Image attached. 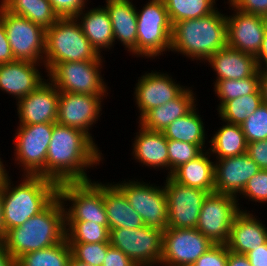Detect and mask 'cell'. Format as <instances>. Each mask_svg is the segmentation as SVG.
<instances>
[{
	"label": "cell",
	"instance_id": "obj_1",
	"mask_svg": "<svg viewBox=\"0 0 267 266\" xmlns=\"http://www.w3.org/2000/svg\"><path fill=\"white\" fill-rule=\"evenodd\" d=\"M104 157L96 142L83 131L54 123L46 155V178L56 182L89 181L87 171Z\"/></svg>",
	"mask_w": 267,
	"mask_h": 266
},
{
	"label": "cell",
	"instance_id": "obj_2",
	"mask_svg": "<svg viewBox=\"0 0 267 266\" xmlns=\"http://www.w3.org/2000/svg\"><path fill=\"white\" fill-rule=\"evenodd\" d=\"M217 8L211 14L179 21L172 26L171 52L200 64L227 46L226 13Z\"/></svg>",
	"mask_w": 267,
	"mask_h": 266
},
{
	"label": "cell",
	"instance_id": "obj_3",
	"mask_svg": "<svg viewBox=\"0 0 267 266\" xmlns=\"http://www.w3.org/2000/svg\"><path fill=\"white\" fill-rule=\"evenodd\" d=\"M66 238L65 210L57 195L41 212L5 233L3 244L17 260L22 255L51 247Z\"/></svg>",
	"mask_w": 267,
	"mask_h": 266
},
{
	"label": "cell",
	"instance_id": "obj_4",
	"mask_svg": "<svg viewBox=\"0 0 267 266\" xmlns=\"http://www.w3.org/2000/svg\"><path fill=\"white\" fill-rule=\"evenodd\" d=\"M11 179L2 185L5 233L41 212L58 195V184L48 178L21 175L16 185Z\"/></svg>",
	"mask_w": 267,
	"mask_h": 266
},
{
	"label": "cell",
	"instance_id": "obj_5",
	"mask_svg": "<svg viewBox=\"0 0 267 266\" xmlns=\"http://www.w3.org/2000/svg\"><path fill=\"white\" fill-rule=\"evenodd\" d=\"M86 38L75 17L59 18L46 30L45 76L58 63L76 61H105Z\"/></svg>",
	"mask_w": 267,
	"mask_h": 266
},
{
	"label": "cell",
	"instance_id": "obj_6",
	"mask_svg": "<svg viewBox=\"0 0 267 266\" xmlns=\"http://www.w3.org/2000/svg\"><path fill=\"white\" fill-rule=\"evenodd\" d=\"M143 5L136 7L137 58L157 60L171 50L173 25L163 0H148Z\"/></svg>",
	"mask_w": 267,
	"mask_h": 266
},
{
	"label": "cell",
	"instance_id": "obj_7",
	"mask_svg": "<svg viewBox=\"0 0 267 266\" xmlns=\"http://www.w3.org/2000/svg\"><path fill=\"white\" fill-rule=\"evenodd\" d=\"M65 221H89L109 226L103 200V182L95 180L58 184Z\"/></svg>",
	"mask_w": 267,
	"mask_h": 266
},
{
	"label": "cell",
	"instance_id": "obj_8",
	"mask_svg": "<svg viewBox=\"0 0 267 266\" xmlns=\"http://www.w3.org/2000/svg\"><path fill=\"white\" fill-rule=\"evenodd\" d=\"M14 134V165L22 175L46 178V155L54 123L17 124Z\"/></svg>",
	"mask_w": 267,
	"mask_h": 266
},
{
	"label": "cell",
	"instance_id": "obj_9",
	"mask_svg": "<svg viewBox=\"0 0 267 266\" xmlns=\"http://www.w3.org/2000/svg\"><path fill=\"white\" fill-rule=\"evenodd\" d=\"M134 179L126 178L113 183L124 193L145 226L164 232L168 227V203L164 186Z\"/></svg>",
	"mask_w": 267,
	"mask_h": 266
},
{
	"label": "cell",
	"instance_id": "obj_10",
	"mask_svg": "<svg viewBox=\"0 0 267 266\" xmlns=\"http://www.w3.org/2000/svg\"><path fill=\"white\" fill-rule=\"evenodd\" d=\"M106 61H76L58 63L47 78L59 92L108 96L109 86L102 73ZM109 93V94H108Z\"/></svg>",
	"mask_w": 267,
	"mask_h": 266
},
{
	"label": "cell",
	"instance_id": "obj_11",
	"mask_svg": "<svg viewBox=\"0 0 267 266\" xmlns=\"http://www.w3.org/2000/svg\"><path fill=\"white\" fill-rule=\"evenodd\" d=\"M0 20L5 26L14 59L44 65L46 30L23 16L11 13L1 4Z\"/></svg>",
	"mask_w": 267,
	"mask_h": 266
},
{
	"label": "cell",
	"instance_id": "obj_12",
	"mask_svg": "<svg viewBox=\"0 0 267 266\" xmlns=\"http://www.w3.org/2000/svg\"><path fill=\"white\" fill-rule=\"evenodd\" d=\"M110 245L138 266H157L162 259L163 232L148 226L110 229Z\"/></svg>",
	"mask_w": 267,
	"mask_h": 266
},
{
	"label": "cell",
	"instance_id": "obj_13",
	"mask_svg": "<svg viewBox=\"0 0 267 266\" xmlns=\"http://www.w3.org/2000/svg\"><path fill=\"white\" fill-rule=\"evenodd\" d=\"M241 206L235 196L209 193L203 201L196 229L213 244H226L235 216L240 211H249Z\"/></svg>",
	"mask_w": 267,
	"mask_h": 266
},
{
	"label": "cell",
	"instance_id": "obj_14",
	"mask_svg": "<svg viewBox=\"0 0 267 266\" xmlns=\"http://www.w3.org/2000/svg\"><path fill=\"white\" fill-rule=\"evenodd\" d=\"M164 190L168 203L167 228H196L208 191L185 186L165 176Z\"/></svg>",
	"mask_w": 267,
	"mask_h": 266
},
{
	"label": "cell",
	"instance_id": "obj_15",
	"mask_svg": "<svg viewBox=\"0 0 267 266\" xmlns=\"http://www.w3.org/2000/svg\"><path fill=\"white\" fill-rule=\"evenodd\" d=\"M213 245L196 228H167L163 232L160 265L192 266Z\"/></svg>",
	"mask_w": 267,
	"mask_h": 266
},
{
	"label": "cell",
	"instance_id": "obj_16",
	"mask_svg": "<svg viewBox=\"0 0 267 266\" xmlns=\"http://www.w3.org/2000/svg\"><path fill=\"white\" fill-rule=\"evenodd\" d=\"M104 98L107 96L60 92L57 123L79 129L95 142L90 131L102 115Z\"/></svg>",
	"mask_w": 267,
	"mask_h": 266
},
{
	"label": "cell",
	"instance_id": "obj_17",
	"mask_svg": "<svg viewBox=\"0 0 267 266\" xmlns=\"http://www.w3.org/2000/svg\"><path fill=\"white\" fill-rule=\"evenodd\" d=\"M136 81L133 99L139 112L138 120L150 109L176 98L187 87L177 83L171 73L157 70L146 71Z\"/></svg>",
	"mask_w": 267,
	"mask_h": 266
},
{
	"label": "cell",
	"instance_id": "obj_18",
	"mask_svg": "<svg viewBox=\"0 0 267 266\" xmlns=\"http://www.w3.org/2000/svg\"><path fill=\"white\" fill-rule=\"evenodd\" d=\"M232 14L227 15V46L243 53L257 56L267 29L265 17L235 9L226 2ZM231 7V8H230Z\"/></svg>",
	"mask_w": 267,
	"mask_h": 266
},
{
	"label": "cell",
	"instance_id": "obj_19",
	"mask_svg": "<svg viewBox=\"0 0 267 266\" xmlns=\"http://www.w3.org/2000/svg\"><path fill=\"white\" fill-rule=\"evenodd\" d=\"M59 94L55 85L46 79L33 92L15 102L18 124L56 123Z\"/></svg>",
	"mask_w": 267,
	"mask_h": 266
},
{
	"label": "cell",
	"instance_id": "obj_20",
	"mask_svg": "<svg viewBox=\"0 0 267 266\" xmlns=\"http://www.w3.org/2000/svg\"><path fill=\"white\" fill-rule=\"evenodd\" d=\"M260 170L247 153L214 160L215 192L237 197Z\"/></svg>",
	"mask_w": 267,
	"mask_h": 266
},
{
	"label": "cell",
	"instance_id": "obj_21",
	"mask_svg": "<svg viewBox=\"0 0 267 266\" xmlns=\"http://www.w3.org/2000/svg\"><path fill=\"white\" fill-rule=\"evenodd\" d=\"M41 66L44 65L19 60L0 64V91L9 94L17 102L46 80L41 74Z\"/></svg>",
	"mask_w": 267,
	"mask_h": 266
},
{
	"label": "cell",
	"instance_id": "obj_22",
	"mask_svg": "<svg viewBox=\"0 0 267 266\" xmlns=\"http://www.w3.org/2000/svg\"><path fill=\"white\" fill-rule=\"evenodd\" d=\"M113 27L115 42L122 44L127 53L137 58V13L133 0H105Z\"/></svg>",
	"mask_w": 267,
	"mask_h": 266
},
{
	"label": "cell",
	"instance_id": "obj_23",
	"mask_svg": "<svg viewBox=\"0 0 267 266\" xmlns=\"http://www.w3.org/2000/svg\"><path fill=\"white\" fill-rule=\"evenodd\" d=\"M251 211H240L234 218L226 243L229 251L246 254L267 243V227Z\"/></svg>",
	"mask_w": 267,
	"mask_h": 266
},
{
	"label": "cell",
	"instance_id": "obj_24",
	"mask_svg": "<svg viewBox=\"0 0 267 266\" xmlns=\"http://www.w3.org/2000/svg\"><path fill=\"white\" fill-rule=\"evenodd\" d=\"M140 128V129H139ZM132 141L131 155L136 163L150 169L166 170L168 176V140L163 132L151 131L138 124L137 132ZM143 164V165H142Z\"/></svg>",
	"mask_w": 267,
	"mask_h": 266
},
{
	"label": "cell",
	"instance_id": "obj_25",
	"mask_svg": "<svg viewBox=\"0 0 267 266\" xmlns=\"http://www.w3.org/2000/svg\"><path fill=\"white\" fill-rule=\"evenodd\" d=\"M205 63L214 71L215 81L244 79L258 70L255 56L228 46L211 55Z\"/></svg>",
	"mask_w": 267,
	"mask_h": 266
},
{
	"label": "cell",
	"instance_id": "obj_26",
	"mask_svg": "<svg viewBox=\"0 0 267 266\" xmlns=\"http://www.w3.org/2000/svg\"><path fill=\"white\" fill-rule=\"evenodd\" d=\"M194 86H187L176 98L147 111L136 123L151 131L163 132L175 119L187 114L196 104Z\"/></svg>",
	"mask_w": 267,
	"mask_h": 266
},
{
	"label": "cell",
	"instance_id": "obj_27",
	"mask_svg": "<svg viewBox=\"0 0 267 266\" xmlns=\"http://www.w3.org/2000/svg\"><path fill=\"white\" fill-rule=\"evenodd\" d=\"M100 6L90 9L86 6V10L84 8L75 18L80 23L83 33L90 41L92 47L99 55L103 56V50L104 52L105 50L112 51V48L115 46L113 27L109 14L103 5Z\"/></svg>",
	"mask_w": 267,
	"mask_h": 266
},
{
	"label": "cell",
	"instance_id": "obj_28",
	"mask_svg": "<svg viewBox=\"0 0 267 266\" xmlns=\"http://www.w3.org/2000/svg\"><path fill=\"white\" fill-rule=\"evenodd\" d=\"M103 200L110 229L143 227L139 214L129 204L124 193L114 184L103 181Z\"/></svg>",
	"mask_w": 267,
	"mask_h": 266
},
{
	"label": "cell",
	"instance_id": "obj_29",
	"mask_svg": "<svg viewBox=\"0 0 267 266\" xmlns=\"http://www.w3.org/2000/svg\"><path fill=\"white\" fill-rule=\"evenodd\" d=\"M214 161L207 148L198 157L180 165L170 175L179 184L215 192Z\"/></svg>",
	"mask_w": 267,
	"mask_h": 266
},
{
	"label": "cell",
	"instance_id": "obj_30",
	"mask_svg": "<svg viewBox=\"0 0 267 266\" xmlns=\"http://www.w3.org/2000/svg\"><path fill=\"white\" fill-rule=\"evenodd\" d=\"M196 104L187 114L175 119L163 131L167 140H176L198 145L203 151L207 150L206 144H209L206 132L205 122L199 114V108ZM207 141V142H206Z\"/></svg>",
	"mask_w": 267,
	"mask_h": 266
},
{
	"label": "cell",
	"instance_id": "obj_31",
	"mask_svg": "<svg viewBox=\"0 0 267 266\" xmlns=\"http://www.w3.org/2000/svg\"><path fill=\"white\" fill-rule=\"evenodd\" d=\"M222 122V126L214 132L215 134L213 133L209 140L208 150L213 156L212 160L233 157L247 152V141L241 126Z\"/></svg>",
	"mask_w": 267,
	"mask_h": 266
},
{
	"label": "cell",
	"instance_id": "obj_32",
	"mask_svg": "<svg viewBox=\"0 0 267 266\" xmlns=\"http://www.w3.org/2000/svg\"><path fill=\"white\" fill-rule=\"evenodd\" d=\"M0 4L11 13L23 16L45 30L59 19L48 0H0Z\"/></svg>",
	"mask_w": 267,
	"mask_h": 266
},
{
	"label": "cell",
	"instance_id": "obj_33",
	"mask_svg": "<svg viewBox=\"0 0 267 266\" xmlns=\"http://www.w3.org/2000/svg\"><path fill=\"white\" fill-rule=\"evenodd\" d=\"M71 247L65 238L51 247L28 252L16 260V266H69Z\"/></svg>",
	"mask_w": 267,
	"mask_h": 266
},
{
	"label": "cell",
	"instance_id": "obj_34",
	"mask_svg": "<svg viewBox=\"0 0 267 266\" xmlns=\"http://www.w3.org/2000/svg\"><path fill=\"white\" fill-rule=\"evenodd\" d=\"M261 93H252L224 102L217 110L219 120L240 125L262 104Z\"/></svg>",
	"mask_w": 267,
	"mask_h": 266
},
{
	"label": "cell",
	"instance_id": "obj_35",
	"mask_svg": "<svg viewBox=\"0 0 267 266\" xmlns=\"http://www.w3.org/2000/svg\"><path fill=\"white\" fill-rule=\"evenodd\" d=\"M172 25L187 19H197L214 12L218 0H163Z\"/></svg>",
	"mask_w": 267,
	"mask_h": 266
},
{
	"label": "cell",
	"instance_id": "obj_36",
	"mask_svg": "<svg viewBox=\"0 0 267 266\" xmlns=\"http://www.w3.org/2000/svg\"><path fill=\"white\" fill-rule=\"evenodd\" d=\"M261 72L257 70L252 76L240 80H219L214 81L213 91L218 96V109L224 102L246 96L252 93H261L260 91Z\"/></svg>",
	"mask_w": 267,
	"mask_h": 266
},
{
	"label": "cell",
	"instance_id": "obj_37",
	"mask_svg": "<svg viewBox=\"0 0 267 266\" xmlns=\"http://www.w3.org/2000/svg\"><path fill=\"white\" fill-rule=\"evenodd\" d=\"M68 243H110L109 226L89 221H65Z\"/></svg>",
	"mask_w": 267,
	"mask_h": 266
},
{
	"label": "cell",
	"instance_id": "obj_38",
	"mask_svg": "<svg viewBox=\"0 0 267 266\" xmlns=\"http://www.w3.org/2000/svg\"><path fill=\"white\" fill-rule=\"evenodd\" d=\"M168 176L180 165L188 163L198 157L203 150L188 142L168 140Z\"/></svg>",
	"mask_w": 267,
	"mask_h": 266
},
{
	"label": "cell",
	"instance_id": "obj_39",
	"mask_svg": "<svg viewBox=\"0 0 267 266\" xmlns=\"http://www.w3.org/2000/svg\"><path fill=\"white\" fill-rule=\"evenodd\" d=\"M75 260L92 266H102L110 243H69Z\"/></svg>",
	"mask_w": 267,
	"mask_h": 266
},
{
	"label": "cell",
	"instance_id": "obj_40",
	"mask_svg": "<svg viewBox=\"0 0 267 266\" xmlns=\"http://www.w3.org/2000/svg\"><path fill=\"white\" fill-rule=\"evenodd\" d=\"M247 143L267 139V104L259 108L241 124Z\"/></svg>",
	"mask_w": 267,
	"mask_h": 266
},
{
	"label": "cell",
	"instance_id": "obj_41",
	"mask_svg": "<svg viewBox=\"0 0 267 266\" xmlns=\"http://www.w3.org/2000/svg\"><path fill=\"white\" fill-rule=\"evenodd\" d=\"M240 197V199H239ZM237 201L241 198L260 204L267 203V170L261 169L253 175L245 185L243 191L236 197Z\"/></svg>",
	"mask_w": 267,
	"mask_h": 266
},
{
	"label": "cell",
	"instance_id": "obj_42",
	"mask_svg": "<svg viewBox=\"0 0 267 266\" xmlns=\"http://www.w3.org/2000/svg\"><path fill=\"white\" fill-rule=\"evenodd\" d=\"M227 259V245L214 244L201 255L192 266H227Z\"/></svg>",
	"mask_w": 267,
	"mask_h": 266
},
{
	"label": "cell",
	"instance_id": "obj_43",
	"mask_svg": "<svg viewBox=\"0 0 267 266\" xmlns=\"http://www.w3.org/2000/svg\"><path fill=\"white\" fill-rule=\"evenodd\" d=\"M59 18L75 17L90 2L88 0H48Z\"/></svg>",
	"mask_w": 267,
	"mask_h": 266
},
{
	"label": "cell",
	"instance_id": "obj_44",
	"mask_svg": "<svg viewBox=\"0 0 267 266\" xmlns=\"http://www.w3.org/2000/svg\"><path fill=\"white\" fill-rule=\"evenodd\" d=\"M228 2L241 12L267 18V0H228Z\"/></svg>",
	"mask_w": 267,
	"mask_h": 266
},
{
	"label": "cell",
	"instance_id": "obj_45",
	"mask_svg": "<svg viewBox=\"0 0 267 266\" xmlns=\"http://www.w3.org/2000/svg\"><path fill=\"white\" fill-rule=\"evenodd\" d=\"M246 153L260 169L267 170V139L247 143Z\"/></svg>",
	"mask_w": 267,
	"mask_h": 266
},
{
	"label": "cell",
	"instance_id": "obj_46",
	"mask_svg": "<svg viewBox=\"0 0 267 266\" xmlns=\"http://www.w3.org/2000/svg\"><path fill=\"white\" fill-rule=\"evenodd\" d=\"M102 266H138L121 250L110 246Z\"/></svg>",
	"mask_w": 267,
	"mask_h": 266
},
{
	"label": "cell",
	"instance_id": "obj_47",
	"mask_svg": "<svg viewBox=\"0 0 267 266\" xmlns=\"http://www.w3.org/2000/svg\"><path fill=\"white\" fill-rule=\"evenodd\" d=\"M15 61L11 52L10 43L8 41L5 26L0 20V64Z\"/></svg>",
	"mask_w": 267,
	"mask_h": 266
},
{
	"label": "cell",
	"instance_id": "obj_48",
	"mask_svg": "<svg viewBox=\"0 0 267 266\" xmlns=\"http://www.w3.org/2000/svg\"><path fill=\"white\" fill-rule=\"evenodd\" d=\"M251 266H267V243L245 254Z\"/></svg>",
	"mask_w": 267,
	"mask_h": 266
},
{
	"label": "cell",
	"instance_id": "obj_49",
	"mask_svg": "<svg viewBox=\"0 0 267 266\" xmlns=\"http://www.w3.org/2000/svg\"><path fill=\"white\" fill-rule=\"evenodd\" d=\"M256 63L260 72H267V29L264 34L261 49L256 56Z\"/></svg>",
	"mask_w": 267,
	"mask_h": 266
},
{
	"label": "cell",
	"instance_id": "obj_50",
	"mask_svg": "<svg viewBox=\"0 0 267 266\" xmlns=\"http://www.w3.org/2000/svg\"><path fill=\"white\" fill-rule=\"evenodd\" d=\"M227 266H251L245 254H237L228 250Z\"/></svg>",
	"mask_w": 267,
	"mask_h": 266
},
{
	"label": "cell",
	"instance_id": "obj_51",
	"mask_svg": "<svg viewBox=\"0 0 267 266\" xmlns=\"http://www.w3.org/2000/svg\"><path fill=\"white\" fill-rule=\"evenodd\" d=\"M0 266H16V260L9 254L3 243H0Z\"/></svg>",
	"mask_w": 267,
	"mask_h": 266
},
{
	"label": "cell",
	"instance_id": "obj_52",
	"mask_svg": "<svg viewBox=\"0 0 267 266\" xmlns=\"http://www.w3.org/2000/svg\"><path fill=\"white\" fill-rule=\"evenodd\" d=\"M260 91L262 95V102L267 104V72H261Z\"/></svg>",
	"mask_w": 267,
	"mask_h": 266
},
{
	"label": "cell",
	"instance_id": "obj_53",
	"mask_svg": "<svg viewBox=\"0 0 267 266\" xmlns=\"http://www.w3.org/2000/svg\"><path fill=\"white\" fill-rule=\"evenodd\" d=\"M6 166L8 167V165H6V162L4 164V161L0 157V186H2L10 177H12L9 176V171L6 169Z\"/></svg>",
	"mask_w": 267,
	"mask_h": 266
},
{
	"label": "cell",
	"instance_id": "obj_54",
	"mask_svg": "<svg viewBox=\"0 0 267 266\" xmlns=\"http://www.w3.org/2000/svg\"><path fill=\"white\" fill-rule=\"evenodd\" d=\"M2 186H0V243H3L5 238V230L3 226V211H2Z\"/></svg>",
	"mask_w": 267,
	"mask_h": 266
},
{
	"label": "cell",
	"instance_id": "obj_55",
	"mask_svg": "<svg viewBox=\"0 0 267 266\" xmlns=\"http://www.w3.org/2000/svg\"><path fill=\"white\" fill-rule=\"evenodd\" d=\"M69 266H92V265H88L87 263H83V262L75 260L73 257H71V259L69 261Z\"/></svg>",
	"mask_w": 267,
	"mask_h": 266
},
{
	"label": "cell",
	"instance_id": "obj_56",
	"mask_svg": "<svg viewBox=\"0 0 267 266\" xmlns=\"http://www.w3.org/2000/svg\"><path fill=\"white\" fill-rule=\"evenodd\" d=\"M158 266H185V265H158Z\"/></svg>",
	"mask_w": 267,
	"mask_h": 266
}]
</instances>
